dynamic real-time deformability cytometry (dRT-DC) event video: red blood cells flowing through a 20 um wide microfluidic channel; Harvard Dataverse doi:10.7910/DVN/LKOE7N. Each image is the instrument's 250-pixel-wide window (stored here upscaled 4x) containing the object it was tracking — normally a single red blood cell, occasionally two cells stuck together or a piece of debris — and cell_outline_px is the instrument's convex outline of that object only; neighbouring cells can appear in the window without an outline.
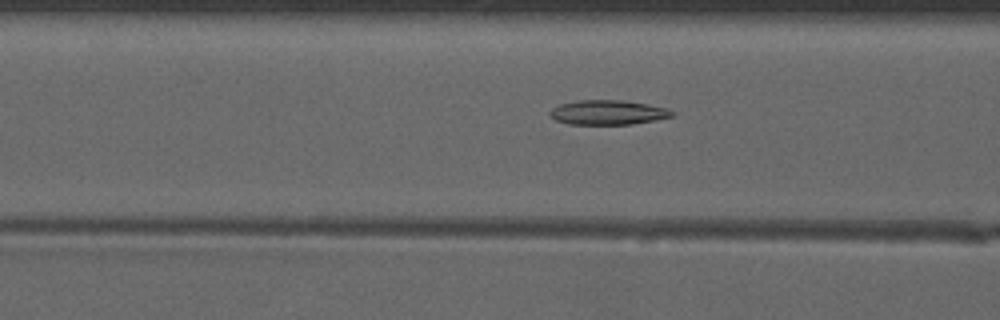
{"species": "common noctule bat (a hibernating species)", "species_latin": "Nyctalus noctula", "temperature_condition": "warm", "stored_images_in_passage": 38, "camera_frame_rate_fps": 3000, "um_per_image_px": 0.085, "animal": {"sex": "male", "forearm_length_mm": 52.5}, "frame": {"image": 1, "passage_image": 8, "time_ms": 2.333, "image_size_px": [1000, 320], "cell_outline_px": [[672, 116], [656, 120], [632, 124], [568, 124], [556, 120], [548, 112], [552, 108], [560, 104], [576, 100], [624, 100], [648, 104], [664, 108], [672, 112]], "centroid_in_image_um": [51.63, 9.55], "position_along_channel_um": 115.0, "area_um2": 17.34}}
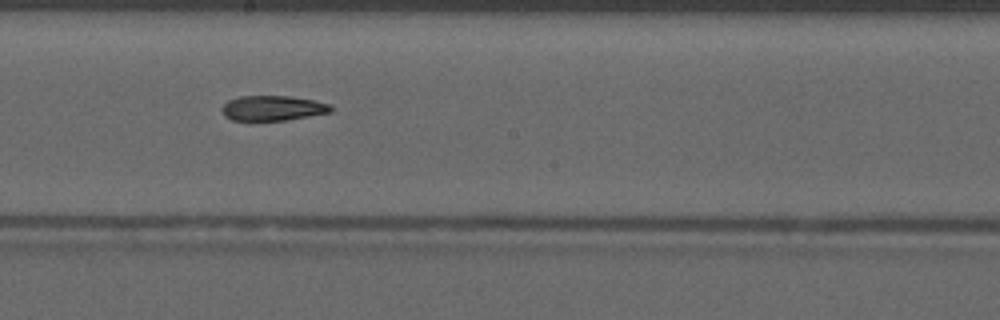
{"frame": {"image": 2, "passage_image": 16, "time_ms": 5.0, "image_size_px": [1000, 320], "cell_outline_px": [[332, 112], [288, 120], [232, 120], [224, 116], [220, 108], [228, 100], [240, 96], [288, 96], [312, 100], [332, 104]], "centroid_in_image_um": [23.18, 9.19], "position_along_channel_um": 225.0, "area_um2": 15.95}}
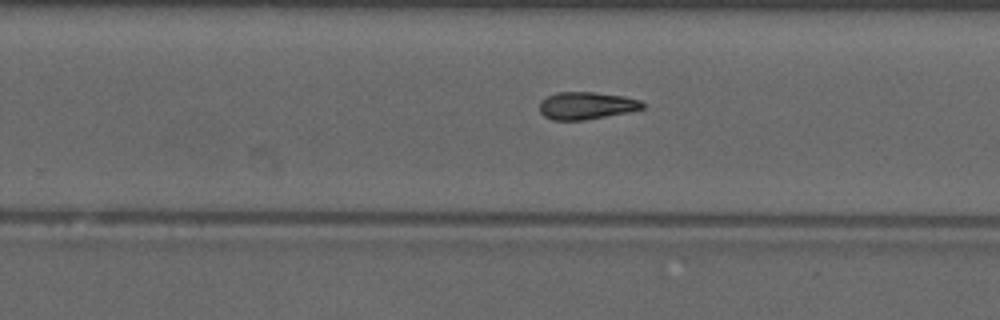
{"frame": {"image": 3, "passage_image": 20, "time_ms": 6.333, "image_size_px": [1000, 320], "cell_outline_px": [[644, 108], [628, 112], [584, 120], [552, 120], [544, 116], [540, 112], [540, 100], [556, 92], [592, 92], [624, 96], [640, 100], [644, 104]], "centroid_in_image_um": [49.82, 8.97], "position_along_channel_um": 280.0, "area_um2": 16.42}}